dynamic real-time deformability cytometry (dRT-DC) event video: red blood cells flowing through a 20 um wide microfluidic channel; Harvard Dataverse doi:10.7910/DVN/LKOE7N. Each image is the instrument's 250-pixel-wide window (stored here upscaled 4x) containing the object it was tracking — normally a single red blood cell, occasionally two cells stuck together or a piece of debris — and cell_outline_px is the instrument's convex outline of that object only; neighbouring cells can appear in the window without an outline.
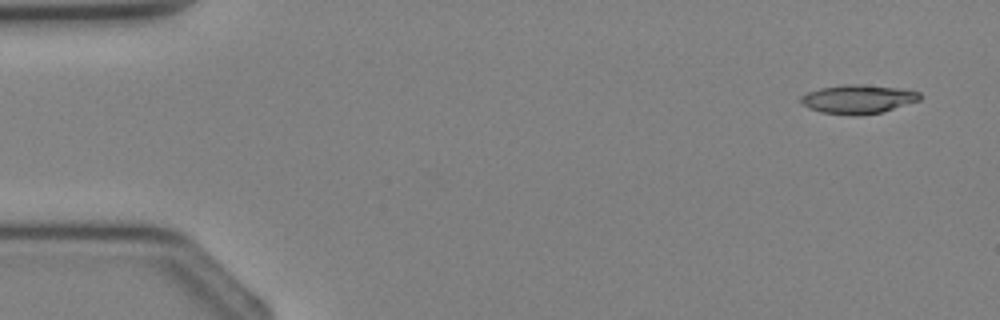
{"species": "Egyptian fruit bat (a non-hibernating species)", "species_latin": "Rousettus aegyptiacus", "temperature_condition": "cold", "stored_images_in_passage": 3, "camera_frame_rate_fps": 3000, "um_per_image_px": 0.085, "animal": {"sex": "female"}, "frame": {"image": 1, "passage_image": 1, "time_ms": 0.0, "image_size_px": [1000, 320], "cell_outline_px": [[924, 96], [920, 100], [880, 112], [856, 116], [820, 112], [808, 108], [800, 100], [800, 96], [808, 92], [820, 88], [844, 84], [856, 84], [904, 88], [920, 92]], "centroid_in_image_um": [72.95, 8.42], "position_along_channel_um": 12.0, "area_um2": 20.06}}
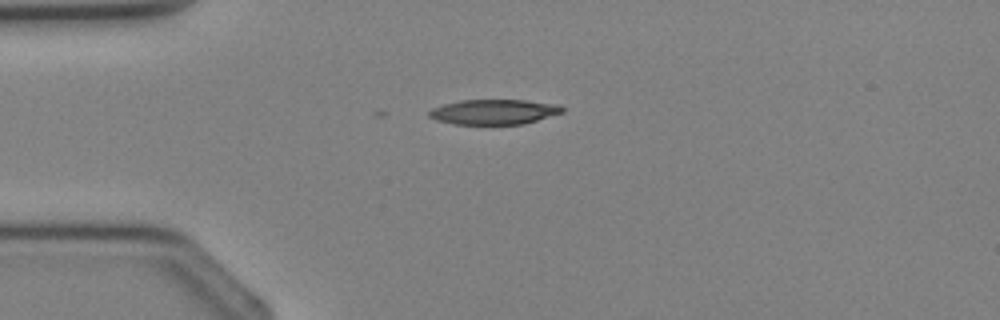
{"frame": {"image": 2, "passage_image": 3, "time_ms": 2.333, "image_size_px": [1000, 320], "cell_outline_px": [[564, 112], [524, 124], [456, 124], [436, 120], [428, 116], [428, 112], [432, 108], [444, 104], [460, 100], [524, 100], [560, 104], [564, 108]], "centroid_in_image_um": [42.01, 9.5], "position_along_channel_um": 43.0, "area_um2": 19.48}}